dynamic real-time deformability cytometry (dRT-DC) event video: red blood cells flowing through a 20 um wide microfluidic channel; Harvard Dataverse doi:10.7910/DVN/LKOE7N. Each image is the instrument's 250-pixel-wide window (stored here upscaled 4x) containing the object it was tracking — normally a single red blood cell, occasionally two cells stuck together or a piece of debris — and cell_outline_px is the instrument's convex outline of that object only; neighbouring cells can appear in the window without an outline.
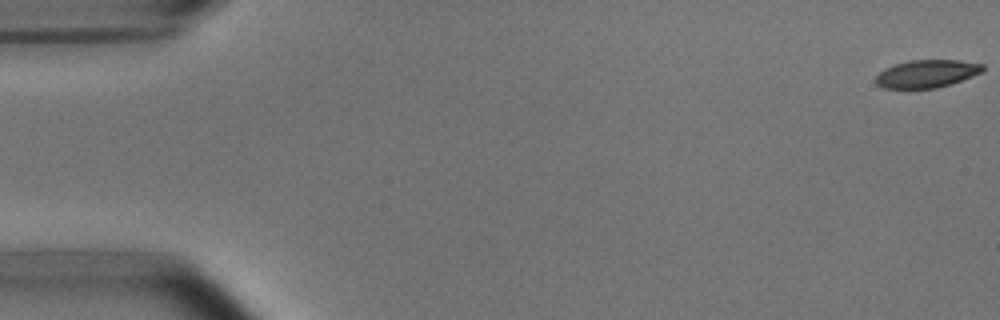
{"species": "common noctule bat (a hibernating species)", "species_latin": "Nyctalus noctula", "temperature_condition": "room temperature", "stored_images_in_passage": 15, "camera_frame_rate_fps": 3000, "um_per_image_px": 0.085, "animal": {"sex": "male", "body_mass_g": 15.6}, "frame": {"image": 1, "passage_image": 1, "time_ms": 0.0, "image_size_px": [1000, 320], "cell_outline_px": [[984, 68], [980, 72], [972, 76], [936, 88], [884, 88], [876, 84], [876, 76], [884, 68], [908, 60], [960, 60], [984, 64]], "centroid_in_image_um": [78.75, 6.25], "position_along_channel_um": 6.2, "area_um2": 17.11}}
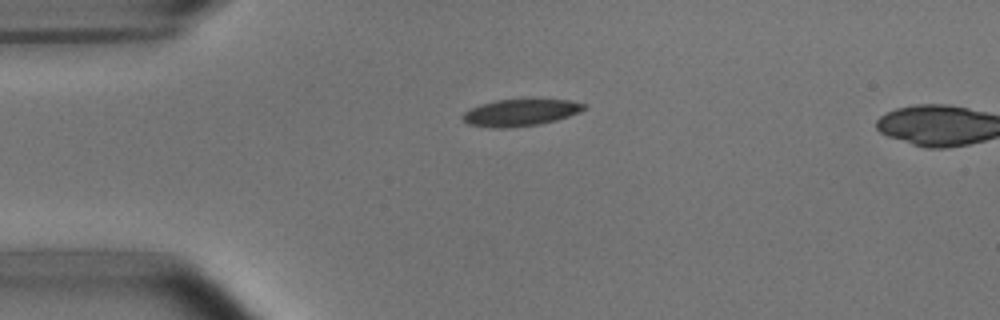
{"frame": {"image": 2, "passage_image": 13, "time_ms": 4.0, "image_size_px": [1000, 320], "cell_outline_px": [[588, 108], [580, 112], [556, 120], [540, 124], [508, 128], [488, 128], [468, 124], [464, 120], [464, 112], [480, 104], [496, 100], [568, 100], [588, 104]], "centroid_in_image_um": [44.27, 9.58], "position_along_channel_um": 40.7, "area_um2": 18.9}}